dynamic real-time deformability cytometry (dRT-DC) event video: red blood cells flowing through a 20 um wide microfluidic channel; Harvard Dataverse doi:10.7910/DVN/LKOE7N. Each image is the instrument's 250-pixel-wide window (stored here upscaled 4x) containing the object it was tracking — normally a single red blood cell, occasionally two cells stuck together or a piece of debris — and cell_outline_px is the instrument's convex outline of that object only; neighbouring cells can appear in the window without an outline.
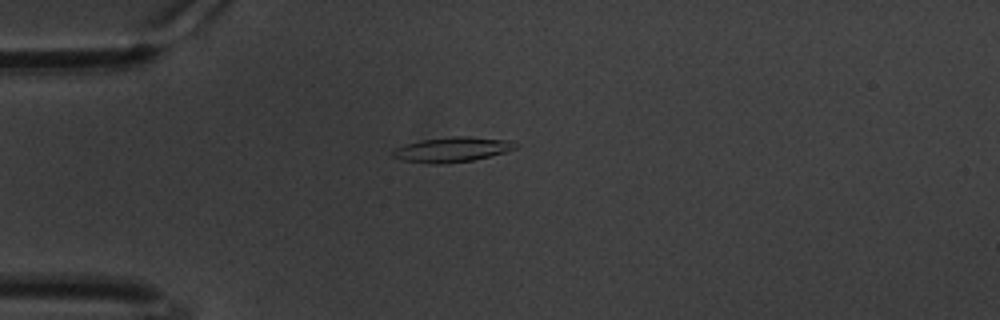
{"species": "common noctule bat (a hibernating species)", "species_latin": "Nyctalus noctula", "temperature_condition": "warm", "stored_images_in_passage": 39, "camera_frame_rate_fps": 3000, "um_per_image_px": 0.085, "animal": {"sex": "male", "body_mass_g": 20.1, "forearm_length_mm": 53.5}, "frame": {"image": 1, "passage_image": 3, "time_ms": 0.667, "image_size_px": [1000, 320], "cell_outline_px": [[520, 144], [516, 148], [504, 152], [472, 160], [440, 164], [428, 164], [400, 160], [392, 156], [392, 148], [404, 144], [420, 140], [452, 136], [468, 136], [508, 140]], "centroid_in_image_um": [38.36, 12.7], "position_along_channel_um": 46.6, "area_um2": 17.98}}
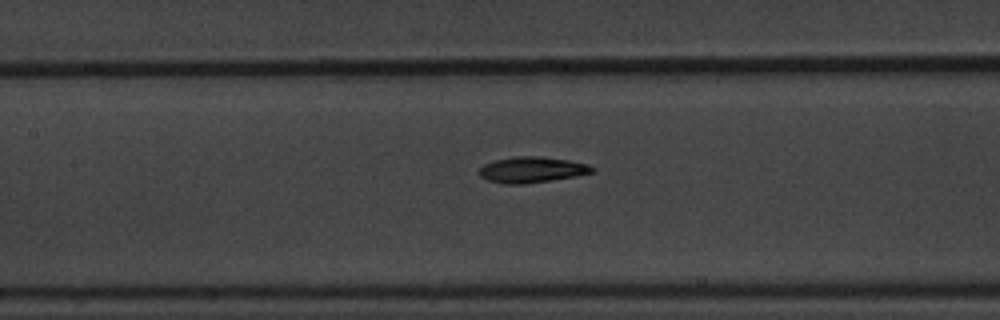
{"frame": {"image": 2, "passage_image": 15, "time_ms": 4.667, "image_size_px": [1000, 320], "cell_outline_px": [[596, 168], [592, 172], [576, 176], [552, 180], [524, 184], [504, 184], [488, 180], [480, 176], [480, 168], [484, 164], [496, 160], [516, 156], [540, 156], [568, 160], [588, 164]], "centroid_in_image_um": [45.22, 14.43], "position_along_channel_um": 162.2, "area_um2": 16.94}}
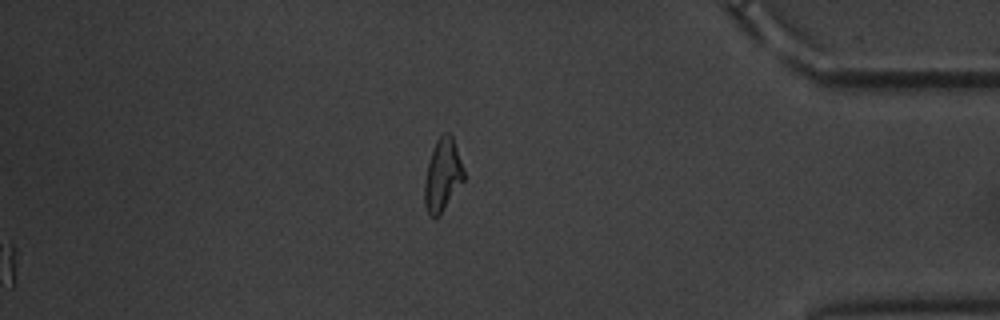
{"frame": {"image": 3, "passage_image": 39, "time_ms": 12.667, "image_size_px": [1000, 320], "cell_outline_px": [[464, 180], [436, 220], [428, 216], [424, 204], [424, 180], [428, 164], [436, 140], [444, 132], [448, 132], [452, 136], [464, 168]], "centroid_in_image_um": [37.6, 14.92], "position_along_channel_um": 397.6, "area_um2": 16.65}}